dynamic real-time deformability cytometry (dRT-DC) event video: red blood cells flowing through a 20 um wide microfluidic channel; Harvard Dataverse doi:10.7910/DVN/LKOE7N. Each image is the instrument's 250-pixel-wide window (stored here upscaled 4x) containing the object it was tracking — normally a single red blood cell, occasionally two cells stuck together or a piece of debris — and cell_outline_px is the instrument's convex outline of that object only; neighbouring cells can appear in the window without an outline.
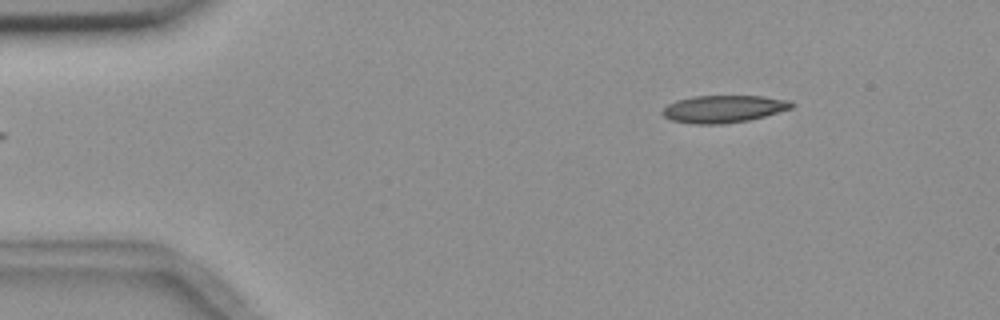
{"species": "common noctule bat (a hibernating species)", "species_latin": "Nyctalus noctula", "temperature_condition": "room temperature", "stored_images_in_passage": 2, "camera_frame_rate_fps": 3000, "um_per_image_px": 0.085, "animal": {"sex": "female", "body_mass_g": 18.4}, "frame": {"image": 1, "passage_image": 2, "time_ms": 1.333, "image_size_px": [1000, 320], "cell_outline_px": [[796, 104], [792, 108], [764, 116], [748, 120], [724, 124], [692, 124], [672, 120], [664, 116], [660, 112], [668, 104], [676, 100], [692, 96], [764, 96], [792, 100]], "centroid_in_image_um": [61.52, 9.25], "position_along_channel_um": 23.5, "area_um2": 20.75}}